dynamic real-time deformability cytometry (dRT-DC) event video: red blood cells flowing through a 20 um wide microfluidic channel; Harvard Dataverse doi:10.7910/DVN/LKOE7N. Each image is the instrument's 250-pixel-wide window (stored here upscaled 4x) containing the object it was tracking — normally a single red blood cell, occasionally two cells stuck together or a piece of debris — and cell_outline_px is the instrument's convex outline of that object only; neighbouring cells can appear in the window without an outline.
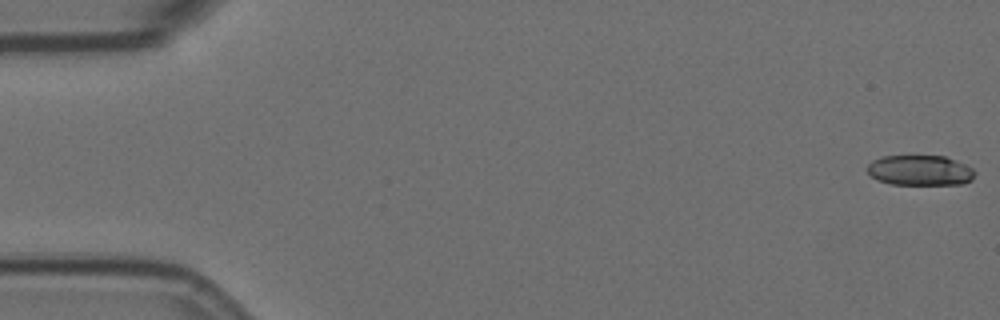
{"species": "Egyptian fruit bat (a non-hibernating species)", "species_latin": "Rousettus aegyptiacus", "temperature_condition": "room temperature", "stored_images_in_passage": 10, "camera_frame_rate_fps": 3000, "um_per_image_px": 0.085, "animal": {"sex": "female"}, "frame": {"image": 1, "passage_image": 1, "time_ms": 0.0, "image_size_px": [1000, 320], "cell_outline_px": [[976, 172], [972, 180], [964, 184], [892, 184], [880, 180], [872, 176], [868, 172], [868, 164], [872, 160], [880, 156], [944, 156], [964, 164], [972, 168]], "centroid_in_image_um": [78.22, 14.48], "position_along_channel_um": 6.8, "area_um2": 18.84}}